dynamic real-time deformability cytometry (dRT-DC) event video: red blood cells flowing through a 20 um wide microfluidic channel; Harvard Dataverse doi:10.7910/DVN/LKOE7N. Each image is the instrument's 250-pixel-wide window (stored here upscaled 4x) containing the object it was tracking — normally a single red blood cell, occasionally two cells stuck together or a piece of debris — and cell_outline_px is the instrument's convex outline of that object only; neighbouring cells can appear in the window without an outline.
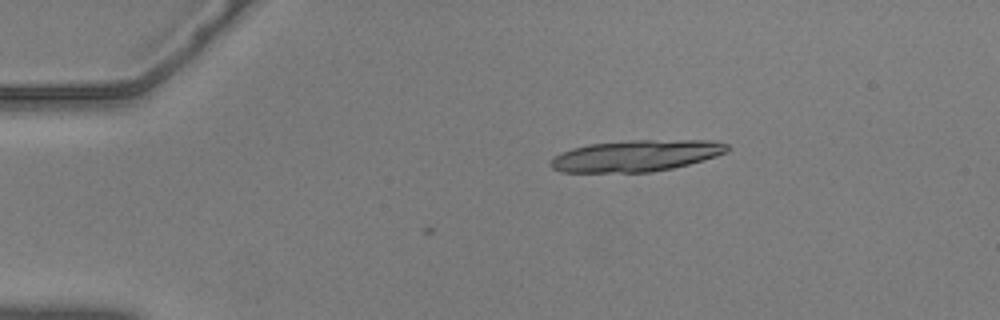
{"species": "common noctule bat (a hibernating species)", "species_latin": "Nyctalus noctula", "temperature_condition": "warm", "stored_images_in_passage": 10, "camera_frame_rate_fps": 3000, "um_per_image_px": 0.085, "animal": {"sex": "male", "body_mass_g": 20.5, "forearm_length_mm": 52.5}, "frame": {"image": 1, "passage_image": 1, "time_ms": 0.0, "image_size_px": [1000, 320], "cell_outline_px": [[728, 152], [716, 156], [688, 164], [672, 168], [652, 172], [560, 172], [552, 168], [548, 164], [556, 156], [572, 148], [588, 144], [632, 140], [712, 140], [728, 144]], "centroid_in_image_um": [54.08, 13.23], "position_along_channel_um": 30.9, "area_um2": 32.25}}